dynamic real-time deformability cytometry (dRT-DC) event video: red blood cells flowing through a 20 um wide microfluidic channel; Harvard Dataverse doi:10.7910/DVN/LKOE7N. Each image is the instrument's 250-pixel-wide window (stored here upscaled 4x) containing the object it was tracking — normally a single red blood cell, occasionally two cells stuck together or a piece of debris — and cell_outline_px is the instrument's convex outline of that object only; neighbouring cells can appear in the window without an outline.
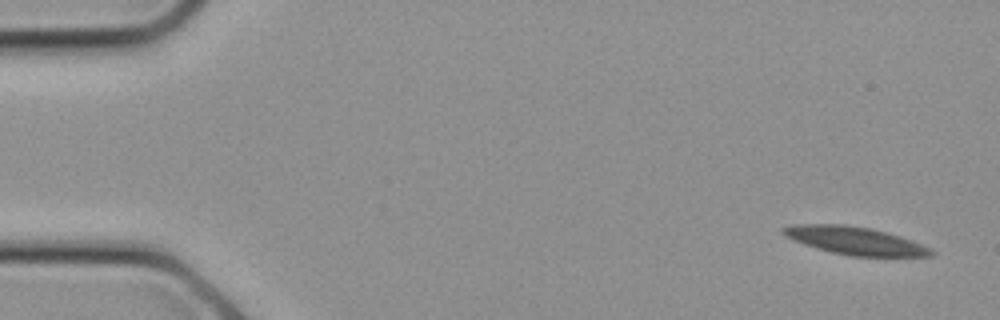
{"species": "common noctule bat (a hibernating species)", "species_latin": "Nyctalus noctula", "temperature_condition": "cold", "stored_images_in_passage": 14, "camera_frame_rate_fps": 3000, "um_per_image_px": 0.085, "animal": {"sex": "female", "body_mass_g": 21.9}, "frame": {"image": 1, "passage_image": 1, "time_ms": 0.0, "image_size_px": [1000, 320], "cell_outline_px": [[936, 252], [932, 256], [852, 256], [832, 252], [816, 248], [792, 240], [784, 236], [780, 232], [780, 228], [792, 224], [844, 224], [868, 228], [900, 236], [912, 240], [932, 248]], "centroid_in_image_um": [72.64, 20.45], "position_along_channel_um": 12.4, "area_um2": 24.04}}
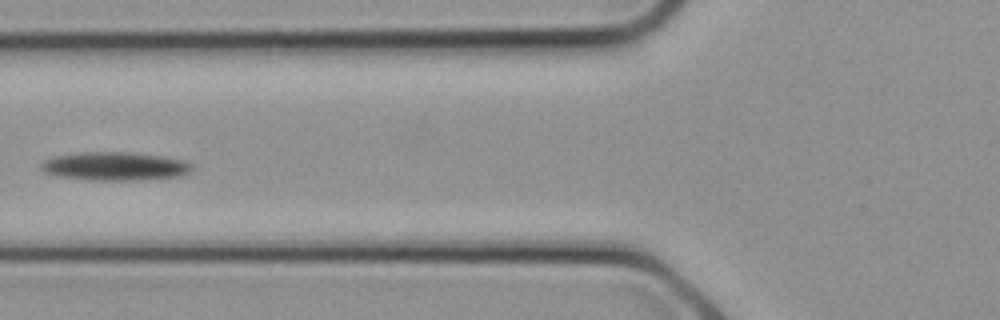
{"frame": {"image": 2, "passage_image": 10, "time_ms": 3.0, "image_size_px": [1000, 320], "cell_outline_px": [[192, 172], [180, 176], [144, 180], [88, 180], [60, 176], [44, 172], [40, 168], [40, 164], [44, 160], [56, 156], [80, 152], [132, 152], [164, 156], [184, 160], [192, 164]], "centroid_in_image_um": [9.81, 14.13], "position_along_channel_um": 116.0, "area_um2": 25.26}}
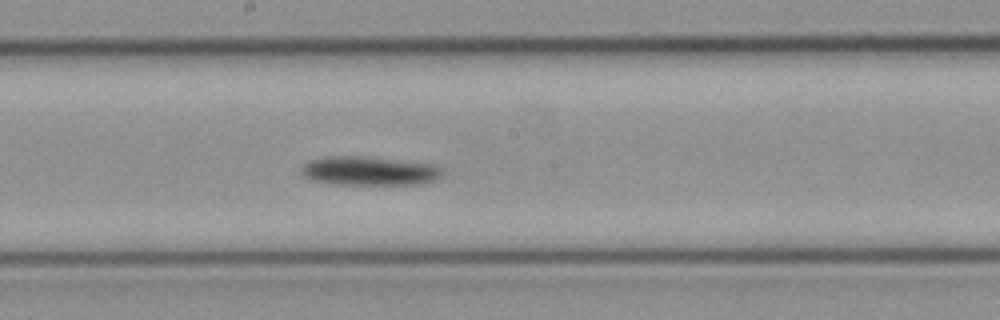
{"frame": {"image": 3, "passage_image": 14, "time_ms": 4.333, "image_size_px": [1000, 320], "cell_outline_px": [[444, 176], [436, 180], [420, 184], [336, 184], [312, 180], [304, 176], [300, 172], [300, 168], [308, 160], [324, 156], [368, 156], [432, 164], [444, 168]], "centroid_in_image_um": [31.41, 14.52], "position_along_channel_um": 216.8, "area_um2": 24.16}}